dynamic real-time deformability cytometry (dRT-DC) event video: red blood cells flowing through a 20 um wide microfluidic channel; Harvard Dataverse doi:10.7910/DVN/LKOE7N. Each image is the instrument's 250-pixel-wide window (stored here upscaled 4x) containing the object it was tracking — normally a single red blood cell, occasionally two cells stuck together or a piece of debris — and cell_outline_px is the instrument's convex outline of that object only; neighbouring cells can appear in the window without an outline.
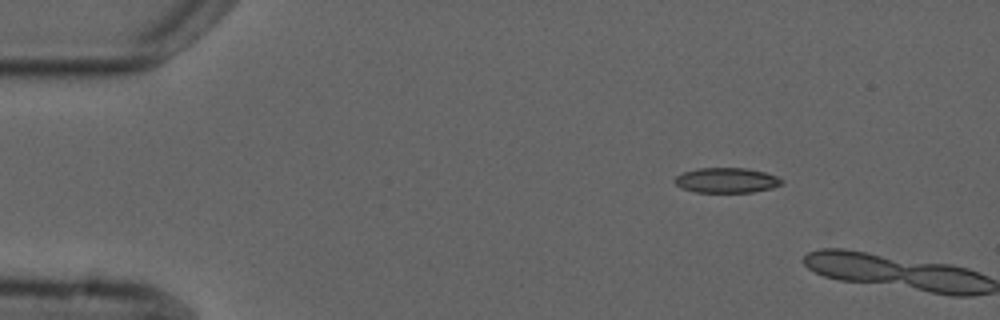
{"species": "common noctule bat (a hibernating species)", "species_latin": "Nyctalus noctula", "temperature_condition": "cold", "stored_images_in_passage": 2, "camera_frame_rate_fps": 3000, "um_per_image_px": 0.085, "animal": {"sex": "male", "forearm_length_mm": 52.5}, "frame": {"image": 1, "passage_image": 1, "time_ms": 0.0, "image_size_px": [1000, 320], "cell_outline_px": [[784, 184], [772, 188], [752, 192], [696, 192], [680, 188], [672, 180], [676, 176], [684, 172], [696, 168], [748, 168], [764, 172], [776, 176], [784, 180]], "centroid_in_image_um": [61.76, 15.32], "position_along_channel_um": 23.2, "area_um2": 15.78}}